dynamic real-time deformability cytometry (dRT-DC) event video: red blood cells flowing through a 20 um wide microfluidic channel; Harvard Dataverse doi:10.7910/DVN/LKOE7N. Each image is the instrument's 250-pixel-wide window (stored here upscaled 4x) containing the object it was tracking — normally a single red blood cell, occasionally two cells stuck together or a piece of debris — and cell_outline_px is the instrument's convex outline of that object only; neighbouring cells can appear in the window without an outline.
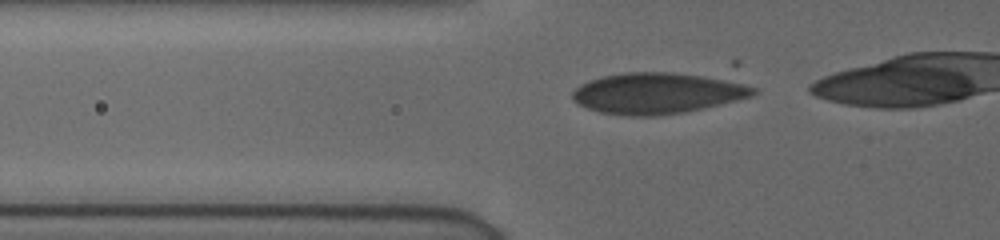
{"species": "human", "species_latin": "Homo sapiens", "temperature_condition": "cold", "stored_images_in_passage": 29, "camera_frame_rate_fps": 3000, "um_per_image_px": 0.085, "donor": {"sex": "female"}, "frame": {"image": 1, "passage_image": 16, "time_ms": 5.0, "image_size_px": [1000, 240], "cell_outline_px": [[756, 92], [748, 96], [684, 112], [656, 116], [624, 116], [600, 112], [576, 104], [572, 100], [572, 92], [580, 84], [588, 80], [604, 76], [624, 72], [672, 72], [732, 80], [756, 88]], "centroid_in_image_um": [55.76, 7.92], "position_along_channel_um": 70.0, "area_um2": 42.83}}
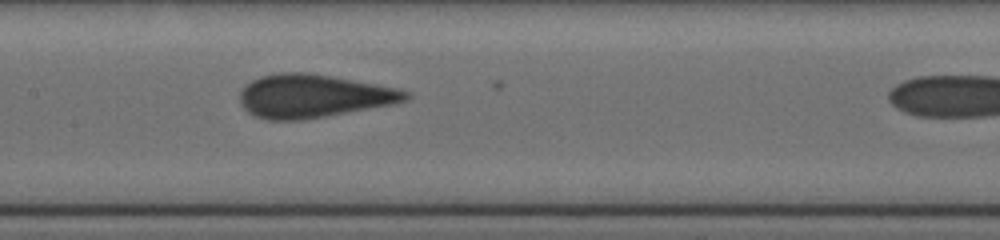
{"frame": {"image": 2, "passage_image": 25, "time_ms": 8.0, "image_size_px": [1000, 240], "cell_outline_px": [[412, 96], [408, 100], [396, 104], [300, 120], [268, 120], [256, 116], [248, 112], [240, 104], [240, 92], [244, 84], [260, 76], [280, 72], [304, 72], [332, 76], [400, 88], [412, 92]], "centroid_in_image_um": [26.67, 8.15], "position_along_channel_um": 180.7, "area_um2": 42.14}}
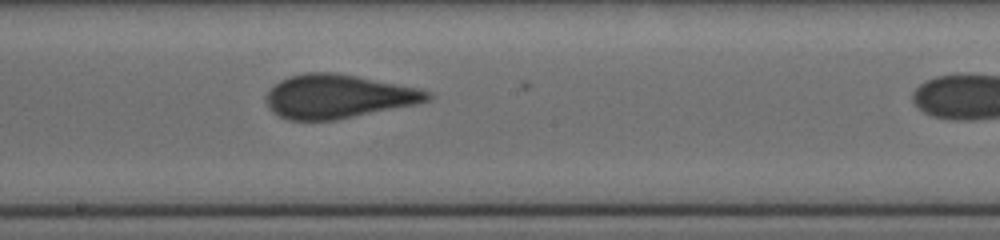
{"frame": {"image": 3, "passage_image": 28, "time_ms": 9.0, "image_size_px": [1000, 240], "cell_outline_px": [[432, 96], [428, 100], [416, 104], [336, 120], [288, 120], [272, 112], [268, 104], [268, 92], [280, 80], [288, 76], [304, 72], [332, 72], [356, 76], [420, 88], [432, 92]], "centroid_in_image_um": [28.76, 8.19], "position_along_channel_um": 219.4, "area_um2": 40.92}}